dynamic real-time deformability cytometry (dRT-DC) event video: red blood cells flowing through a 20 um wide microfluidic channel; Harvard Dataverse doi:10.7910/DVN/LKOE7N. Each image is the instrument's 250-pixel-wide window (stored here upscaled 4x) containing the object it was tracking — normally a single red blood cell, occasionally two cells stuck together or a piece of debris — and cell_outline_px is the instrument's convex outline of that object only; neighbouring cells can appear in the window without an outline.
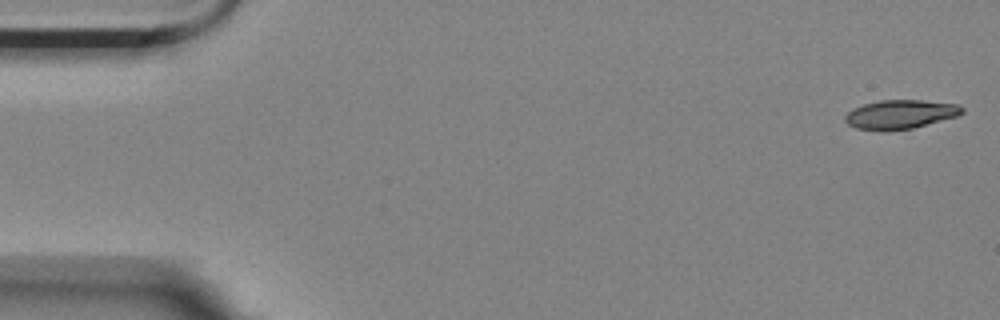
{"species": "Egyptian fruit bat (a non-hibernating species)", "species_latin": "Rousettus aegyptiacus", "temperature_condition": "room temperature", "stored_images_in_passage": 17, "camera_frame_rate_fps": 3000, "um_per_image_px": 0.085, "animal": {"sex": "female"}, "frame": {"image": 1, "passage_image": 1, "time_ms": 0.0, "image_size_px": [1000, 320], "cell_outline_px": [[964, 112], [956, 116], [912, 128], [888, 132], [880, 132], [856, 128], [848, 124], [844, 120], [844, 116], [852, 108], [864, 104], [880, 100], [920, 100], [960, 104], [964, 108]], "centroid_in_image_um": [76.49, 9.73], "position_along_channel_um": 8.5, "area_um2": 20.0}}
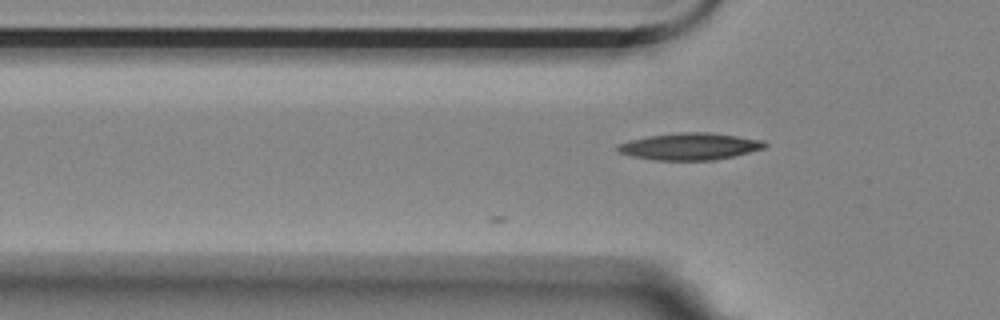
{"frame": {"image": 2, "passage_image": 17, "time_ms": 5.333, "image_size_px": [1000, 320], "cell_outline_px": [[768, 144], [764, 148], [716, 160], [656, 160], [632, 156], [620, 152], [616, 148], [620, 144], [628, 140], [648, 136], [680, 132], [708, 132], [764, 140]], "centroid_in_image_um": [58.64, 12.44], "position_along_channel_um": 67.2, "area_um2": 22.89}}